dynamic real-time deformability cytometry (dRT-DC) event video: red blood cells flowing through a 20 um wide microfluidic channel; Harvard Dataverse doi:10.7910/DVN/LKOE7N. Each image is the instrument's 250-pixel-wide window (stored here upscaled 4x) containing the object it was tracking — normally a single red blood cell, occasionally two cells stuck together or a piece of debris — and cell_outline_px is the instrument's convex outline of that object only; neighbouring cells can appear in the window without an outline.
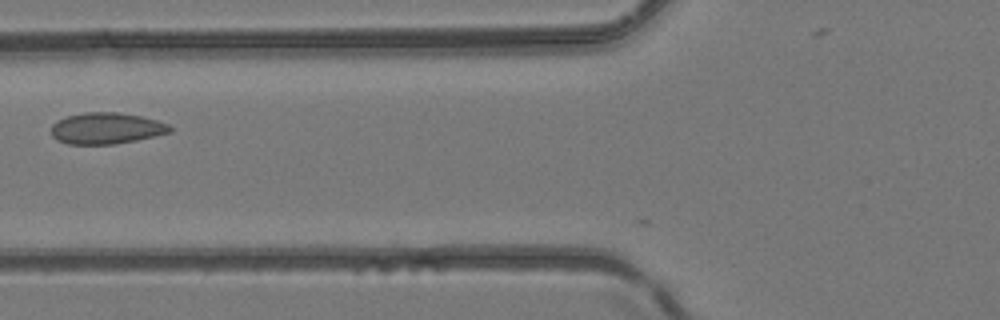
{"species": "common noctule bat (a hibernating species)", "species_latin": "Nyctalus noctula", "temperature_condition": "room temperature", "stored_images_in_passage": 5, "camera_frame_rate_fps": 3000, "um_per_image_px": 0.085, "animal": {"sex": "female", "body_mass_g": 24.6, "forearm_length_mm": 56.2}, "frame": {"image": 1, "passage_image": 4, "time_ms": 1.0, "image_size_px": [1000, 320], "cell_outline_px": [[172, 132], [136, 140], [116, 144], [68, 144], [56, 140], [52, 136], [52, 124], [56, 120], [68, 116], [84, 112], [120, 112], [140, 116], [156, 120], [168, 124], [172, 128]], "centroid_in_image_um": [9.03, 10.9], "position_along_channel_um": 116.8, "area_um2": 21.73}}